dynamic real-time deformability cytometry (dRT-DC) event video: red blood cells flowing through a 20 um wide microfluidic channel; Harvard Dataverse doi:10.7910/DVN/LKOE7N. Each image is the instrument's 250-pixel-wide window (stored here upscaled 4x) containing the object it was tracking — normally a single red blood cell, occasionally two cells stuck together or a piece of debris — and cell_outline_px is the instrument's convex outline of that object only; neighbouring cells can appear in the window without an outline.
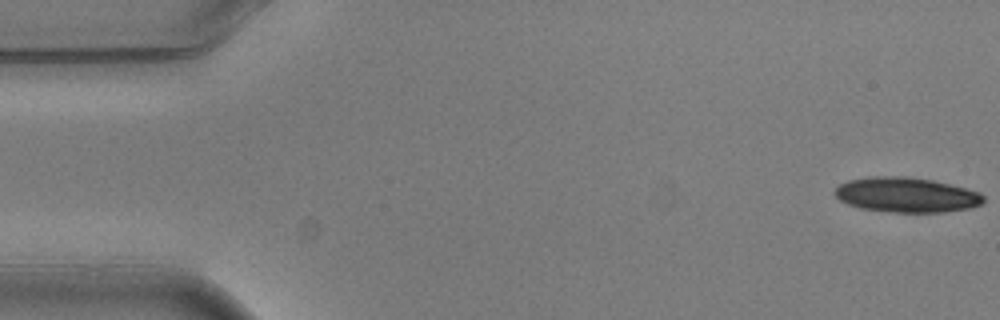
{"species": "common noctule bat (a hibernating species)", "species_latin": "Nyctalus noctula", "temperature_condition": "warm", "stored_images_in_passage": 4, "camera_frame_rate_fps": 3000, "um_per_image_px": 0.085, "animal": {"sex": "male", "body_mass_g": 20.5, "forearm_length_mm": 52.5}, "frame": {"image": 1, "passage_image": 1, "time_ms": 0.0, "image_size_px": [1000, 320], "cell_outline_px": [[984, 204], [972, 208], [944, 212], [896, 212], [860, 208], [848, 204], [840, 200], [832, 192], [840, 184], [848, 180], [868, 176], [908, 176], [932, 180], [980, 192], [984, 196]], "centroid_in_image_um": [77.05, 16.56], "position_along_channel_um": 8.0, "area_um2": 30.4}}